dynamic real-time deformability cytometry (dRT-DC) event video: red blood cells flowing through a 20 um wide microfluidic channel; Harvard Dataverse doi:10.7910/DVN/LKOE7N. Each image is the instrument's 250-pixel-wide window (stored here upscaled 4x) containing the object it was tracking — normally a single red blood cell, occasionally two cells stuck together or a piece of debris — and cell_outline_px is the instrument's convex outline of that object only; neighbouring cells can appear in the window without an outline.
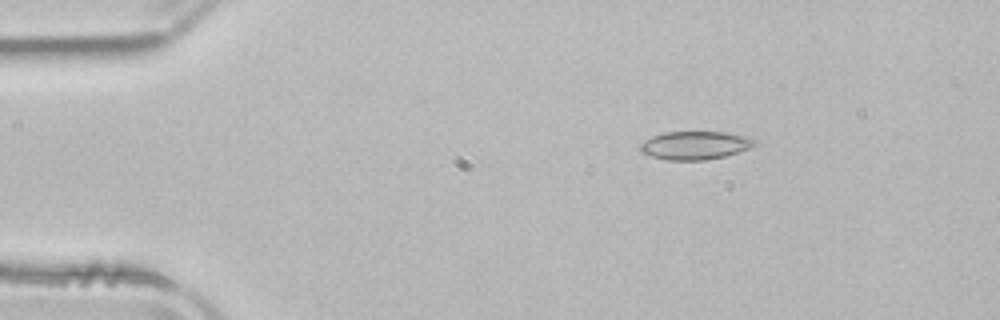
{"species": "common noctule bat (a hibernating species)", "species_latin": "Nyctalus noctula", "temperature_condition": "room temperature", "stored_images_in_passage": 4, "camera_frame_rate_fps": 3000, "um_per_image_px": 0.085, "animal": {"sex": "male", "body_mass_g": 21.5, "forearm_length_mm": 52.0}, "frame": {"image": 1, "passage_image": 2, "time_ms": 1.333, "image_size_px": [1000, 320], "cell_outline_px": [[756, 144], [752, 148], [740, 152], [724, 156], [704, 160], [668, 160], [652, 156], [640, 152], [640, 144], [644, 140], [652, 136], [664, 132], [724, 132], [752, 136], [756, 140]], "centroid_in_image_um": [59.13, 12.34], "position_along_channel_um": 25.9, "area_um2": 19.07}}
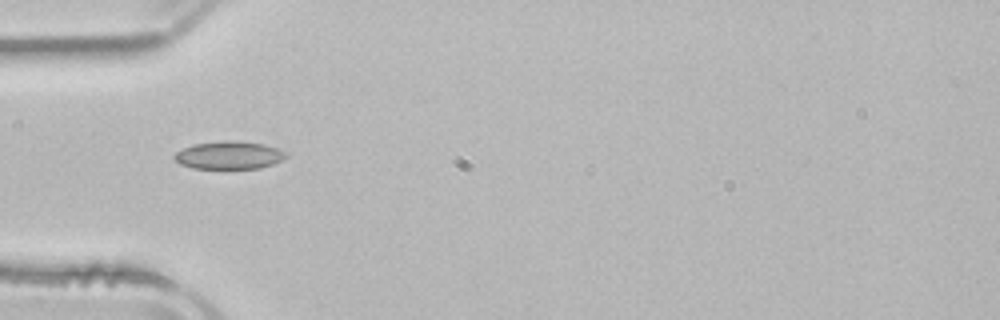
{"frame": {"image": 2, "passage_image": 4, "time_ms": 4.0, "image_size_px": [1000, 320], "cell_outline_px": [[288, 156], [272, 164], [260, 168], [192, 168], [180, 164], [172, 160], [172, 156], [176, 152], [192, 144], [228, 140], [232, 140], [264, 144], [276, 148], [284, 152]], "centroid_in_image_um": [19.4, 13.19], "position_along_channel_um": 65.6, "area_um2": 18.03}}